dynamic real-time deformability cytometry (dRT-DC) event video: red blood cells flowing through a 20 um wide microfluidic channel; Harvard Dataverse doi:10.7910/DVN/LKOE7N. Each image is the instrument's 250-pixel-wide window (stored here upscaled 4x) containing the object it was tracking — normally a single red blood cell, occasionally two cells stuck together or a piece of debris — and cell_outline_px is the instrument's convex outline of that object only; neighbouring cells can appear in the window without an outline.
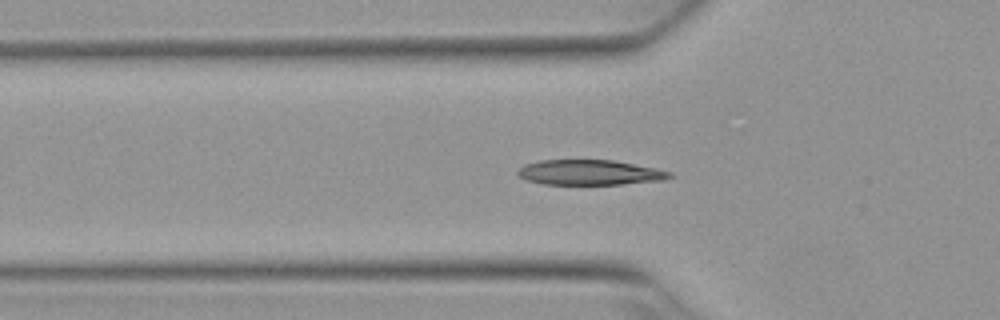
{"species": "Egyptian fruit bat (a non-hibernating species)", "species_latin": "Rousettus aegyptiacus", "temperature_condition": "warm", "stored_images_in_passage": 53, "camera_frame_rate_fps": 3000, "um_per_image_px": 0.085, "animal": {"sex": "female"}, "frame": {"image": 1, "passage_image": 17, "time_ms": 5.333, "image_size_px": [1000, 320], "cell_outline_px": [[676, 176], [664, 180], [620, 184], [544, 184], [524, 180], [516, 172], [524, 164], [540, 160], [612, 160], [656, 168], [672, 172]], "centroid_in_image_um": [50.14, 14.66], "position_along_channel_um": 75.7, "area_um2": 22.31}}
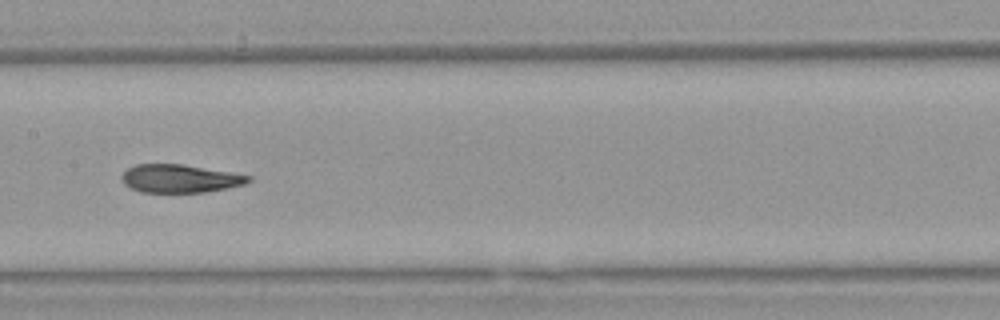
{"frame": {"image": 2, "passage_image": 26, "time_ms": 8.333, "image_size_px": [1000, 320], "cell_outline_px": [[252, 180], [244, 184], [228, 188], [204, 192], [140, 192], [124, 184], [120, 180], [120, 176], [128, 168], [136, 164], [184, 164], [252, 176]], "centroid_in_image_um": [15.28, 15.17], "position_along_channel_um": 192.1, "area_um2": 20.81}}
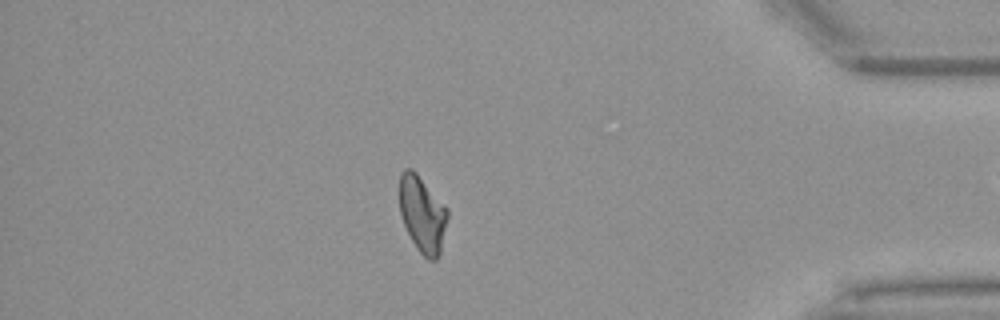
{"frame": {"image": 3, "passage_image": 45, "time_ms": 14.667, "image_size_px": [1000, 320], "cell_outline_px": [[448, 216], [440, 252], [436, 260], [428, 260], [416, 248], [404, 224], [400, 212], [400, 172], [404, 168], [412, 168], [416, 172], [448, 208]], "centroid_in_image_um": [35.9, 18.18], "position_along_channel_um": 399.3, "area_um2": 21.27}, "authors_computed_cell_mechanics": {"area_um2": 21.5594, "velocity_mm_per_s": 3.8613, "shape_relaxation_time_tau1_ms": 5.413, "shape_relaxation_time_tau2_ms": 1.9481, "deformation_change_tau1": 0.2136, "deformation_change_tau2": 0.0848}}